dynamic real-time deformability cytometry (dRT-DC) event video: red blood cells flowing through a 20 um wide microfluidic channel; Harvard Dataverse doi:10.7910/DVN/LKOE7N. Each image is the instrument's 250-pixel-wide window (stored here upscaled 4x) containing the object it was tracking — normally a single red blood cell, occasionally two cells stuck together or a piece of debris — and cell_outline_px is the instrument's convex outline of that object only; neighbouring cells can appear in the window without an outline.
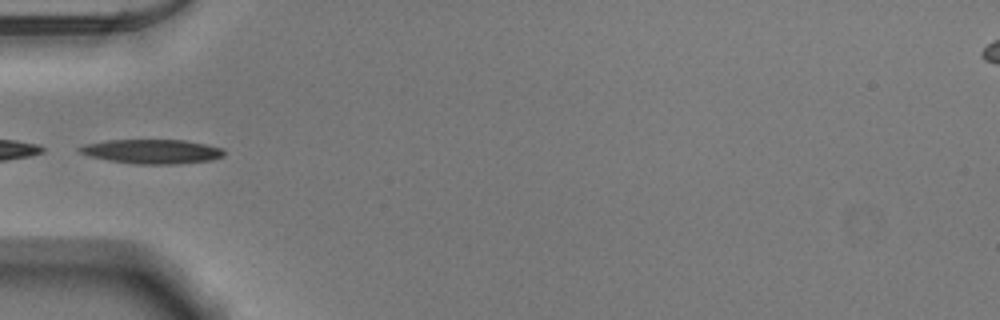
{"species": "Egyptian fruit bat (a non-hibernating species)", "species_latin": "Rousettus aegyptiacus", "temperature_condition": "warm", "stored_images_in_passage": 13, "camera_frame_rate_fps": 3000, "um_per_image_px": 0.085, "animal": {"sex": "male"}, "frame": {"image": 1, "passage_image": 1, "time_ms": 0.0, "image_size_px": [1000, 320], "cell_outline_px": [[224, 156], [212, 160], [176, 164], [136, 164], [108, 160], [88, 156], [80, 152], [76, 148], [84, 144], [108, 140], [184, 140], [224, 148]], "centroid_in_image_um": [12.91, 12.88], "position_along_channel_um": 72.1, "area_um2": 20.52}}
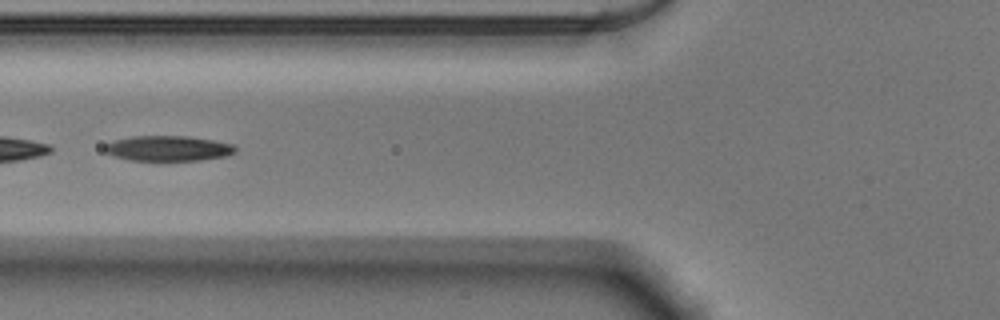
{"frame": {"image": 2, "passage_image": 4, "time_ms": 1.0, "image_size_px": [1000, 320], "cell_outline_px": [[236, 152], [228, 156], [200, 160], [128, 160], [112, 156], [104, 152], [104, 144], [112, 140], [132, 136], [188, 136], [212, 140], [232, 144], [236, 148]], "centroid_in_image_um": [14.24, 12.61], "position_along_channel_um": 111.6, "area_um2": 19.42}}
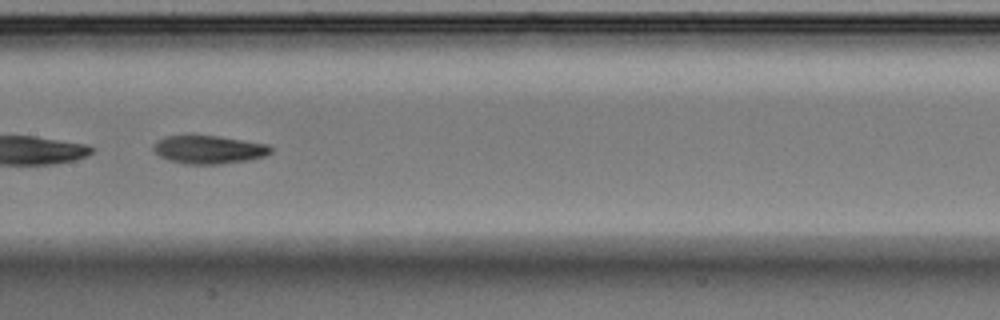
{"frame": {"image": 3, "passage_image": 10, "time_ms": 3.0, "image_size_px": [1000, 320], "cell_outline_px": [[272, 152], [264, 156], [248, 160], [220, 164], [184, 164], [168, 160], [160, 156], [152, 148], [164, 136], [192, 132], [220, 136], [268, 144], [272, 148]], "centroid_in_image_um": [17.73, 12.67], "position_along_channel_um": 189.7, "area_um2": 19.94}}